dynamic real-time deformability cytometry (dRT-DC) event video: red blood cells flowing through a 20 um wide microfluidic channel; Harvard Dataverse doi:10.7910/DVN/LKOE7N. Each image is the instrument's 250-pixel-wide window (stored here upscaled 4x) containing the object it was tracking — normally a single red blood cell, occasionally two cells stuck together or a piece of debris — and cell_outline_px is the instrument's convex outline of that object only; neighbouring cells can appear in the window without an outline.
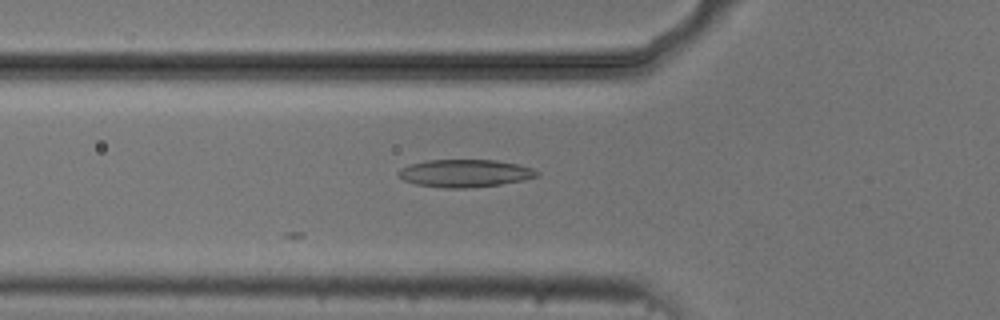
{"species": "common noctule bat (a hibernating species)", "species_latin": "Nyctalus noctula", "temperature_condition": "cold", "stored_images_in_passage": 6, "camera_frame_rate_fps": 3000, "um_per_image_px": 0.085, "animal": {"sex": "male", "body_mass_g": 20.5, "forearm_length_mm": 52.5}, "frame": {"image": 1, "passage_image": 6, "time_ms": 6.0, "image_size_px": [1000, 320], "cell_outline_px": [[540, 176], [524, 180], [500, 184], [464, 188], [444, 188], [416, 184], [404, 180], [396, 172], [400, 168], [424, 160], [496, 160], [516, 164], [532, 168], [540, 172]], "centroid_in_image_um": [39.53, 14.72], "position_along_channel_um": 86.3, "area_um2": 22.25}}